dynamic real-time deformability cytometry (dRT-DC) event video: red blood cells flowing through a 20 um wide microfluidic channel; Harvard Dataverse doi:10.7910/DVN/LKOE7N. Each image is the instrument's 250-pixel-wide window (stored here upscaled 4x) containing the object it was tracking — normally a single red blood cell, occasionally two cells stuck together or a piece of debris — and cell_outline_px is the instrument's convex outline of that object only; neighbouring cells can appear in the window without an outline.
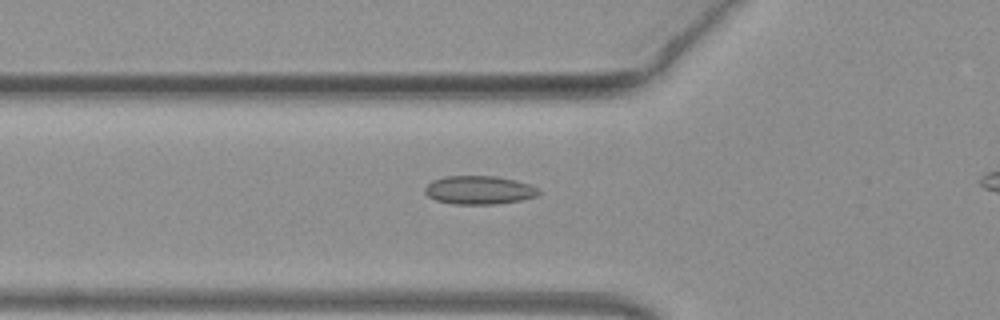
{"species": "common noctule bat (a hibernating species)", "species_latin": "Nyctalus noctula", "temperature_condition": "warm", "stored_images_in_passage": 32, "camera_frame_rate_fps": 3000, "um_per_image_px": 0.085, "animal": {"sex": "female", "body_mass_g": 19.3, "forearm_length_mm": 54.1}, "frame": {"image": 1, "passage_image": 5, "time_ms": 1.333, "image_size_px": [1000, 320], "cell_outline_px": [[540, 192], [536, 196], [520, 200], [496, 204], [452, 204], [436, 200], [428, 196], [424, 192], [424, 188], [432, 180], [444, 176], [496, 176], [516, 180], [528, 184], [536, 188]], "centroid_in_image_um": [40.68, 16.15], "position_along_channel_um": 85.1, "area_um2": 18.84}}
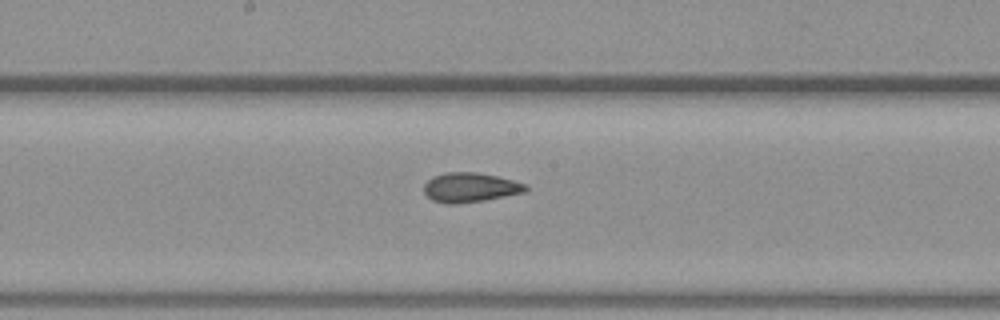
{"frame": {"image": 2, "passage_image": 14, "time_ms": 4.333, "image_size_px": [1000, 320], "cell_outline_px": [[528, 188], [524, 192], [484, 200], [456, 204], [448, 204], [432, 200], [424, 192], [424, 184], [432, 176], [444, 172], [476, 172], [496, 176], [528, 184]], "centroid_in_image_um": [39.94, 15.92], "position_along_channel_um": 208.3, "area_um2": 17.46}}
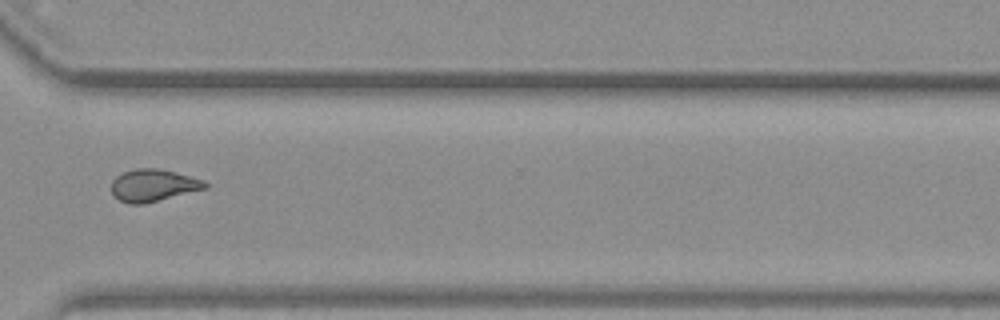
{"frame": {"image": 3, "passage_image": 25, "time_ms": 8.0, "image_size_px": [1000, 320], "cell_outline_px": [[208, 188], [144, 204], [128, 204], [120, 200], [112, 192], [112, 180], [116, 176], [124, 172], [136, 168], [160, 168], [176, 172], [204, 180], [208, 184]], "centroid_in_image_um": [13.05, 15.75], "position_along_channel_um": 357.6, "area_um2": 17.63}, "authors_computed_cell_mechanics": {"area_um2": 17.4556, "velocity_mm_per_s": 4.081, "shape_relaxation_time_tau1_ms": null, "shape_relaxation_time_tau2_ms": 2.0727, "deformation_change_tau1": null, "deformation_change_tau2": 0.0631}}